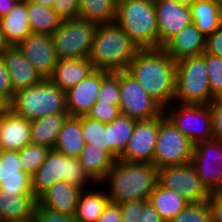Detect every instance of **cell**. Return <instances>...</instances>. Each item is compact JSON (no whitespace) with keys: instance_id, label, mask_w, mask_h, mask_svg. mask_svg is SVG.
<instances>
[{"instance_id":"1","label":"cell","mask_w":222,"mask_h":222,"mask_svg":"<svg viewBox=\"0 0 222 222\" xmlns=\"http://www.w3.org/2000/svg\"><path fill=\"white\" fill-rule=\"evenodd\" d=\"M126 71L163 109L174 103L176 62L163 48L139 49Z\"/></svg>"},{"instance_id":"2","label":"cell","mask_w":222,"mask_h":222,"mask_svg":"<svg viewBox=\"0 0 222 222\" xmlns=\"http://www.w3.org/2000/svg\"><path fill=\"white\" fill-rule=\"evenodd\" d=\"M158 180V169L153 163L125 162L117 159L100 183L109 202L121 204L131 200L148 201ZM107 186H106V185Z\"/></svg>"},{"instance_id":"3","label":"cell","mask_w":222,"mask_h":222,"mask_svg":"<svg viewBox=\"0 0 222 222\" xmlns=\"http://www.w3.org/2000/svg\"><path fill=\"white\" fill-rule=\"evenodd\" d=\"M138 50V46L115 22L98 24L89 60L94 70L126 71Z\"/></svg>"},{"instance_id":"4","label":"cell","mask_w":222,"mask_h":222,"mask_svg":"<svg viewBox=\"0 0 222 222\" xmlns=\"http://www.w3.org/2000/svg\"><path fill=\"white\" fill-rule=\"evenodd\" d=\"M139 49L158 48V24L154 0L117 2L114 21Z\"/></svg>"},{"instance_id":"5","label":"cell","mask_w":222,"mask_h":222,"mask_svg":"<svg viewBox=\"0 0 222 222\" xmlns=\"http://www.w3.org/2000/svg\"><path fill=\"white\" fill-rule=\"evenodd\" d=\"M7 107L29 121L51 114L68 113L66 91L50 79H43L36 85L16 92Z\"/></svg>"},{"instance_id":"6","label":"cell","mask_w":222,"mask_h":222,"mask_svg":"<svg viewBox=\"0 0 222 222\" xmlns=\"http://www.w3.org/2000/svg\"><path fill=\"white\" fill-rule=\"evenodd\" d=\"M31 180L32 191L36 199L49 187L60 181H66L70 185L82 190L92 189L90 187L91 184L93 187L98 186V184L85 173L78 158L64 156L54 149H50L42 165L31 176Z\"/></svg>"},{"instance_id":"7","label":"cell","mask_w":222,"mask_h":222,"mask_svg":"<svg viewBox=\"0 0 222 222\" xmlns=\"http://www.w3.org/2000/svg\"><path fill=\"white\" fill-rule=\"evenodd\" d=\"M211 101L205 52L177 61L174 103L208 105Z\"/></svg>"},{"instance_id":"8","label":"cell","mask_w":222,"mask_h":222,"mask_svg":"<svg viewBox=\"0 0 222 222\" xmlns=\"http://www.w3.org/2000/svg\"><path fill=\"white\" fill-rule=\"evenodd\" d=\"M97 24L79 18L63 20L51 35L58 59L89 57Z\"/></svg>"},{"instance_id":"9","label":"cell","mask_w":222,"mask_h":222,"mask_svg":"<svg viewBox=\"0 0 222 222\" xmlns=\"http://www.w3.org/2000/svg\"><path fill=\"white\" fill-rule=\"evenodd\" d=\"M194 144L165 117L160 125L153 164L157 169L191 163Z\"/></svg>"},{"instance_id":"10","label":"cell","mask_w":222,"mask_h":222,"mask_svg":"<svg viewBox=\"0 0 222 222\" xmlns=\"http://www.w3.org/2000/svg\"><path fill=\"white\" fill-rule=\"evenodd\" d=\"M173 105L174 103L164 109L165 116L193 144L213 139L212 114L209 104L175 103Z\"/></svg>"},{"instance_id":"11","label":"cell","mask_w":222,"mask_h":222,"mask_svg":"<svg viewBox=\"0 0 222 222\" xmlns=\"http://www.w3.org/2000/svg\"><path fill=\"white\" fill-rule=\"evenodd\" d=\"M120 112L141 121L159 117L164 109L153 100L127 71L119 72Z\"/></svg>"},{"instance_id":"12","label":"cell","mask_w":222,"mask_h":222,"mask_svg":"<svg viewBox=\"0 0 222 222\" xmlns=\"http://www.w3.org/2000/svg\"><path fill=\"white\" fill-rule=\"evenodd\" d=\"M191 164L209 193L222 190V139L194 144Z\"/></svg>"},{"instance_id":"13","label":"cell","mask_w":222,"mask_h":222,"mask_svg":"<svg viewBox=\"0 0 222 222\" xmlns=\"http://www.w3.org/2000/svg\"><path fill=\"white\" fill-rule=\"evenodd\" d=\"M157 183L163 188L176 191L189 203L206 201L210 195L191 163L158 169Z\"/></svg>"},{"instance_id":"14","label":"cell","mask_w":222,"mask_h":222,"mask_svg":"<svg viewBox=\"0 0 222 222\" xmlns=\"http://www.w3.org/2000/svg\"><path fill=\"white\" fill-rule=\"evenodd\" d=\"M165 117L163 113L159 117L137 121L132 136L118 159L125 162L153 163L159 125Z\"/></svg>"},{"instance_id":"15","label":"cell","mask_w":222,"mask_h":222,"mask_svg":"<svg viewBox=\"0 0 222 222\" xmlns=\"http://www.w3.org/2000/svg\"><path fill=\"white\" fill-rule=\"evenodd\" d=\"M17 47L42 79H50L53 76L58 58L50 34L31 33Z\"/></svg>"},{"instance_id":"16","label":"cell","mask_w":222,"mask_h":222,"mask_svg":"<svg viewBox=\"0 0 222 222\" xmlns=\"http://www.w3.org/2000/svg\"><path fill=\"white\" fill-rule=\"evenodd\" d=\"M158 24V48L192 23L190 7L175 0H154Z\"/></svg>"},{"instance_id":"17","label":"cell","mask_w":222,"mask_h":222,"mask_svg":"<svg viewBox=\"0 0 222 222\" xmlns=\"http://www.w3.org/2000/svg\"><path fill=\"white\" fill-rule=\"evenodd\" d=\"M102 83V71L94 70L76 86L66 91V104L69 116H85L97 102Z\"/></svg>"},{"instance_id":"18","label":"cell","mask_w":222,"mask_h":222,"mask_svg":"<svg viewBox=\"0 0 222 222\" xmlns=\"http://www.w3.org/2000/svg\"><path fill=\"white\" fill-rule=\"evenodd\" d=\"M31 143L30 121L8 107L0 111V150L18 151Z\"/></svg>"},{"instance_id":"19","label":"cell","mask_w":222,"mask_h":222,"mask_svg":"<svg viewBox=\"0 0 222 222\" xmlns=\"http://www.w3.org/2000/svg\"><path fill=\"white\" fill-rule=\"evenodd\" d=\"M0 189L33 192L31 176L23 171L18 151L0 150Z\"/></svg>"},{"instance_id":"20","label":"cell","mask_w":222,"mask_h":222,"mask_svg":"<svg viewBox=\"0 0 222 222\" xmlns=\"http://www.w3.org/2000/svg\"><path fill=\"white\" fill-rule=\"evenodd\" d=\"M82 189L66 181L56 182L37 198V205L52 212L74 216Z\"/></svg>"},{"instance_id":"21","label":"cell","mask_w":222,"mask_h":222,"mask_svg":"<svg viewBox=\"0 0 222 222\" xmlns=\"http://www.w3.org/2000/svg\"><path fill=\"white\" fill-rule=\"evenodd\" d=\"M2 57L10 74L14 93L36 85L43 80L17 46H8Z\"/></svg>"},{"instance_id":"22","label":"cell","mask_w":222,"mask_h":222,"mask_svg":"<svg viewBox=\"0 0 222 222\" xmlns=\"http://www.w3.org/2000/svg\"><path fill=\"white\" fill-rule=\"evenodd\" d=\"M175 61L202 55L206 50V37L192 22L172 37L163 47Z\"/></svg>"},{"instance_id":"23","label":"cell","mask_w":222,"mask_h":222,"mask_svg":"<svg viewBox=\"0 0 222 222\" xmlns=\"http://www.w3.org/2000/svg\"><path fill=\"white\" fill-rule=\"evenodd\" d=\"M37 199L33 192H10L0 189V222L30 221Z\"/></svg>"},{"instance_id":"24","label":"cell","mask_w":222,"mask_h":222,"mask_svg":"<svg viewBox=\"0 0 222 222\" xmlns=\"http://www.w3.org/2000/svg\"><path fill=\"white\" fill-rule=\"evenodd\" d=\"M94 71L89 57L58 59L50 80L61 90L67 91L76 86Z\"/></svg>"},{"instance_id":"25","label":"cell","mask_w":222,"mask_h":222,"mask_svg":"<svg viewBox=\"0 0 222 222\" xmlns=\"http://www.w3.org/2000/svg\"><path fill=\"white\" fill-rule=\"evenodd\" d=\"M0 30L9 46H17L32 33L27 15V0H19L11 12L0 18Z\"/></svg>"},{"instance_id":"26","label":"cell","mask_w":222,"mask_h":222,"mask_svg":"<svg viewBox=\"0 0 222 222\" xmlns=\"http://www.w3.org/2000/svg\"><path fill=\"white\" fill-rule=\"evenodd\" d=\"M191 21L207 38L222 26V2L219 0H195L190 5Z\"/></svg>"},{"instance_id":"27","label":"cell","mask_w":222,"mask_h":222,"mask_svg":"<svg viewBox=\"0 0 222 222\" xmlns=\"http://www.w3.org/2000/svg\"><path fill=\"white\" fill-rule=\"evenodd\" d=\"M78 161L85 173L100 185L116 160L106 150L85 143Z\"/></svg>"},{"instance_id":"28","label":"cell","mask_w":222,"mask_h":222,"mask_svg":"<svg viewBox=\"0 0 222 222\" xmlns=\"http://www.w3.org/2000/svg\"><path fill=\"white\" fill-rule=\"evenodd\" d=\"M84 146L82 116H68L58 134L53 149L64 156L78 158Z\"/></svg>"},{"instance_id":"29","label":"cell","mask_w":222,"mask_h":222,"mask_svg":"<svg viewBox=\"0 0 222 222\" xmlns=\"http://www.w3.org/2000/svg\"><path fill=\"white\" fill-rule=\"evenodd\" d=\"M68 116L69 113H59L31 120V144H38L53 149L58 134Z\"/></svg>"},{"instance_id":"30","label":"cell","mask_w":222,"mask_h":222,"mask_svg":"<svg viewBox=\"0 0 222 222\" xmlns=\"http://www.w3.org/2000/svg\"><path fill=\"white\" fill-rule=\"evenodd\" d=\"M108 203L109 198L103 186L82 190L73 217L76 222H97Z\"/></svg>"},{"instance_id":"31","label":"cell","mask_w":222,"mask_h":222,"mask_svg":"<svg viewBox=\"0 0 222 222\" xmlns=\"http://www.w3.org/2000/svg\"><path fill=\"white\" fill-rule=\"evenodd\" d=\"M148 201L154 206L163 222H170L189 204L176 191L163 188L158 183L149 195Z\"/></svg>"},{"instance_id":"32","label":"cell","mask_w":222,"mask_h":222,"mask_svg":"<svg viewBox=\"0 0 222 222\" xmlns=\"http://www.w3.org/2000/svg\"><path fill=\"white\" fill-rule=\"evenodd\" d=\"M116 0H78V17L94 24H109L115 21Z\"/></svg>"},{"instance_id":"33","label":"cell","mask_w":222,"mask_h":222,"mask_svg":"<svg viewBox=\"0 0 222 222\" xmlns=\"http://www.w3.org/2000/svg\"><path fill=\"white\" fill-rule=\"evenodd\" d=\"M27 15L32 33L52 35L63 21L52 8L30 0H27Z\"/></svg>"},{"instance_id":"34","label":"cell","mask_w":222,"mask_h":222,"mask_svg":"<svg viewBox=\"0 0 222 222\" xmlns=\"http://www.w3.org/2000/svg\"><path fill=\"white\" fill-rule=\"evenodd\" d=\"M137 120L120 113L109 123V154L117 160L132 136Z\"/></svg>"},{"instance_id":"35","label":"cell","mask_w":222,"mask_h":222,"mask_svg":"<svg viewBox=\"0 0 222 222\" xmlns=\"http://www.w3.org/2000/svg\"><path fill=\"white\" fill-rule=\"evenodd\" d=\"M82 135L85 143H91V146L100 147L109 153V123L82 116Z\"/></svg>"},{"instance_id":"36","label":"cell","mask_w":222,"mask_h":222,"mask_svg":"<svg viewBox=\"0 0 222 222\" xmlns=\"http://www.w3.org/2000/svg\"><path fill=\"white\" fill-rule=\"evenodd\" d=\"M49 151L48 147L31 143L18 150L23 171L32 176L42 165Z\"/></svg>"},{"instance_id":"37","label":"cell","mask_w":222,"mask_h":222,"mask_svg":"<svg viewBox=\"0 0 222 222\" xmlns=\"http://www.w3.org/2000/svg\"><path fill=\"white\" fill-rule=\"evenodd\" d=\"M97 102L111 105L120 104L119 72L102 71V83Z\"/></svg>"},{"instance_id":"38","label":"cell","mask_w":222,"mask_h":222,"mask_svg":"<svg viewBox=\"0 0 222 222\" xmlns=\"http://www.w3.org/2000/svg\"><path fill=\"white\" fill-rule=\"evenodd\" d=\"M212 101L222 99V58L205 52Z\"/></svg>"},{"instance_id":"39","label":"cell","mask_w":222,"mask_h":222,"mask_svg":"<svg viewBox=\"0 0 222 222\" xmlns=\"http://www.w3.org/2000/svg\"><path fill=\"white\" fill-rule=\"evenodd\" d=\"M170 222H211L210 207L207 200L189 203Z\"/></svg>"},{"instance_id":"40","label":"cell","mask_w":222,"mask_h":222,"mask_svg":"<svg viewBox=\"0 0 222 222\" xmlns=\"http://www.w3.org/2000/svg\"><path fill=\"white\" fill-rule=\"evenodd\" d=\"M119 105H111L106 103L96 102L91 111L87 114L88 117L95 119L101 123L108 124L120 114Z\"/></svg>"},{"instance_id":"41","label":"cell","mask_w":222,"mask_h":222,"mask_svg":"<svg viewBox=\"0 0 222 222\" xmlns=\"http://www.w3.org/2000/svg\"><path fill=\"white\" fill-rule=\"evenodd\" d=\"M11 78L4 58L0 57V101L7 107L13 100Z\"/></svg>"},{"instance_id":"42","label":"cell","mask_w":222,"mask_h":222,"mask_svg":"<svg viewBox=\"0 0 222 222\" xmlns=\"http://www.w3.org/2000/svg\"><path fill=\"white\" fill-rule=\"evenodd\" d=\"M30 222H76L73 216L52 212L36 204Z\"/></svg>"},{"instance_id":"43","label":"cell","mask_w":222,"mask_h":222,"mask_svg":"<svg viewBox=\"0 0 222 222\" xmlns=\"http://www.w3.org/2000/svg\"><path fill=\"white\" fill-rule=\"evenodd\" d=\"M52 9L62 20L78 17V0H55Z\"/></svg>"},{"instance_id":"44","label":"cell","mask_w":222,"mask_h":222,"mask_svg":"<svg viewBox=\"0 0 222 222\" xmlns=\"http://www.w3.org/2000/svg\"><path fill=\"white\" fill-rule=\"evenodd\" d=\"M120 205L122 222H139L143 207V200H131Z\"/></svg>"},{"instance_id":"45","label":"cell","mask_w":222,"mask_h":222,"mask_svg":"<svg viewBox=\"0 0 222 222\" xmlns=\"http://www.w3.org/2000/svg\"><path fill=\"white\" fill-rule=\"evenodd\" d=\"M212 114L213 138L222 139V99H214L209 103Z\"/></svg>"},{"instance_id":"46","label":"cell","mask_w":222,"mask_h":222,"mask_svg":"<svg viewBox=\"0 0 222 222\" xmlns=\"http://www.w3.org/2000/svg\"><path fill=\"white\" fill-rule=\"evenodd\" d=\"M207 203L210 207L211 222H222V192L210 193Z\"/></svg>"},{"instance_id":"47","label":"cell","mask_w":222,"mask_h":222,"mask_svg":"<svg viewBox=\"0 0 222 222\" xmlns=\"http://www.w3.org/2000/svg\"><path fill=\"white\" fill-rule=\"evenodd\" d=\"M205 52L222 58V26L206 38Z\"/></svg>"},{"instance_id":"48","label":"cell","mask_w":222,"mask_h":222,"mask_svg":"<svg viewBox=\"0 0 222 222\" xmlns=\"http://www.w3.org/2000/svg\"><path fill=\"white\" fill-rule=\"evenodd\" d=\"M97 222H122L120 205L109 202Z\"/></svg>"},{"instance_id":"49","label":"cell","mask_w":222,"mask_h":222,"mask_svg":"<svg viewBox=\"0 0 222 222\" xmlns=\"http://www.w3.org/2000/svg\"><path fill=\"white\" fill-rule=\"evenodd\" d=\"M139 222H163L154 206L149 201H143Z\"/></svg>"},{"instance_id":"50","label":"cell","mask_w":222,"mask_h":222,"mask_svg":"<svg viewBox=\"0 0 222 222\" xmlns=\"http://www.w3.org/2000/svg\"><path fill=\"white\" fill-rule=\"evenodd\" d=\"M19 0H0V18L11 12Z\"/></svg>"},{"instance_id":"51","label":"cell","mask_w":222,"mask_h":222,"mask_svg":"<svg viewBox=\"0 0 222 222\" xmlns=\"http://www.w3.org/2000/svg\"><path fill=\"white\" fill-rule=\"evenodd\" d=\"M38 5L47 6L52 8L55 0H30Z\"/></svg>"},{"instance_id":"52","label":"cell","mask_w":222,"mask_h":222,"mask_svg":"<svg viewBox=\"0 0 222 222\" xmlns=\"http://www.w3.org/2000/svg\"><path fill=\"white\" fill-rule=\"evenodd\" d=\"M8 46L9 45L5 42L3 33L0 30V57L2 56V54L4 53V51L6 50Z\"/></svg>"},{"instance_id":"53","label":"cell","mask_w":222,"mask_h":222,"mask_svg":"<svg viewBox=\"0 0 222 222\" xmlns=\"http://www.w3.org/2000/svg\"><path fill=\"white\" fill-rule=\"evenodd\" d=\"M177 3L184 5V6H188L190 7V5L195 1V0H175Z\"/></svg>"},{"instance_id":"54","label":"cell","mask_w":222,"mask_h":222,"mask_svg":"<svg viewBox=\"0 0 222 222\" xmlns=\"http://www.w3.org/2000/svg\"><path fill=\"white\" fill-rule=\"evenodd\" d=\"M6 106L0 101V111L5 108Z\"/></svg>"}]
</instances>
